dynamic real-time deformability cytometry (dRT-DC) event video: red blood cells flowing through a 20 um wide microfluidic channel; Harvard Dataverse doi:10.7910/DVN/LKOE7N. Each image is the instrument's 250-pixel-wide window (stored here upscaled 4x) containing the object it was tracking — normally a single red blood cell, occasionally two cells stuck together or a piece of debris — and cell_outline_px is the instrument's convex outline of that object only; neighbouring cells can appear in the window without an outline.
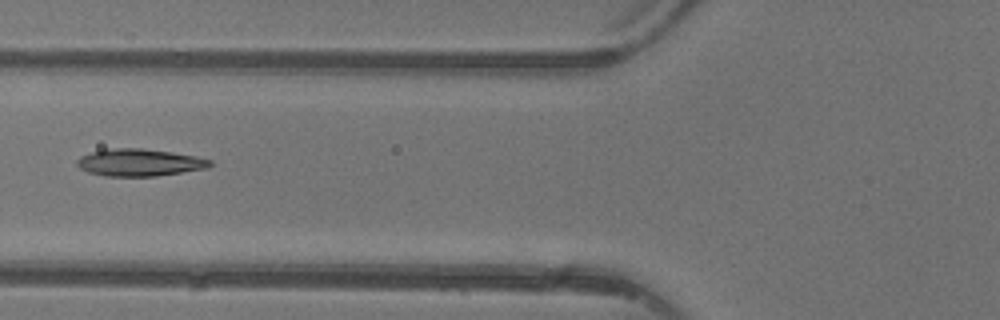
{"species": "common noctule bat (a hibernating species)", "species_latin": "Nyctalus noctula", "temperature_condition": "warm", "stored_images_in_passage": 2, "camera_frame_rate_fps": 3000, "um_per_image_px": 0.085, "animal": {"sex": "female"}, "frame": {"image": 1, "passage_image": 2, "time_ms": 1.0, "image_size_px": [1000, 320], "cell_outline_px": [[212, 164], [208, 168], [156, 176], [104, 176], [88, 172], [80, 168], [76, 164], [76, 160], [80, 156], [92, 152], [116, 148], [140, 148], [172, 152], [196, 156], [212, 160]], "centroid_in_image_um": [11.86, 13.82], "position_along_channel_um": 113.9, "area_um2": 21.04}}